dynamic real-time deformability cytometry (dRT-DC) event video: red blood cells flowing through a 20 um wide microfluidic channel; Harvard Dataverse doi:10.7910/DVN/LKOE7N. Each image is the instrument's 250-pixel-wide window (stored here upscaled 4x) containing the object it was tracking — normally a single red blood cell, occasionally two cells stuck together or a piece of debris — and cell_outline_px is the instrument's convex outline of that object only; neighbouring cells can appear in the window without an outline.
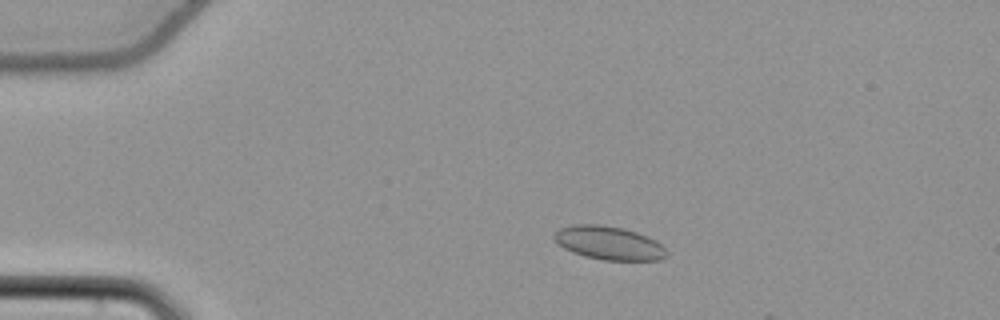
{"species": "common noctule bat (a hibernating species)", "species_latin": "Nyctalus noctula", "temperature_condition": "cold", "stored_images_in_passage": 16, "camera_frame_rate_fps": 3000, "um_per_image_px": 0.085, "animal": {"sex": "female", "body_mass_g": 22.7, "forearm_length_mm": 54.2}, "frame": {"image": 1, "passage_image": 11, "time_ms": 3.333, "image_size_px": [1000, 320], "cell_outline_px": [[668, 256], [660, 260], [604, 260], [584, 256], [572, 252], [564, 248], [552, 240], [552, 236], [560, 228], [576, 224], [600, 224], [624, 228], [648, 236], [656, 240], [668, 252]], "centroid_in_image_um": [51.75, 20.65], "position_along_channel_um": 33.3, "area_um2": 22.14}}